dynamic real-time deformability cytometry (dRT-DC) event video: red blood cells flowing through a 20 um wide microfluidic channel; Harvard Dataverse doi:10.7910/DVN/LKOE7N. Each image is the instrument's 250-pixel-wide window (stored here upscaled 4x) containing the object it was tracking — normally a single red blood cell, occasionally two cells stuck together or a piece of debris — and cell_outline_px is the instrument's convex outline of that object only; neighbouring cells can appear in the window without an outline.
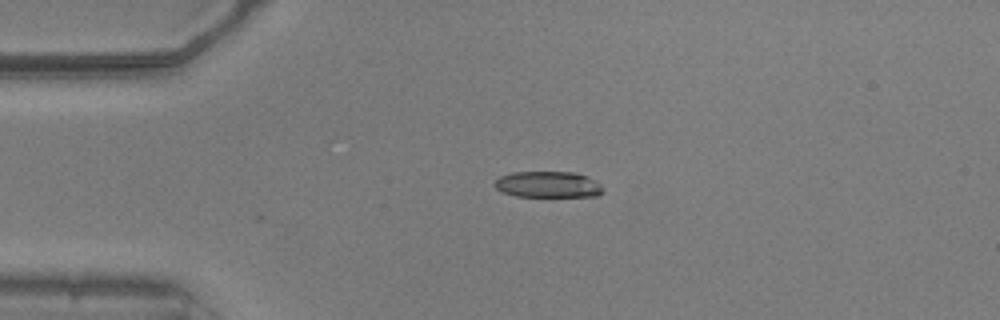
{"species": "common noctule bat (a hibernating species)", "species_latin": "Nyctalus noctula", "temperature_condition": "warm", "stored_images_in_passage": 36, "camera_frame_rate_fps": 3000, "um_per_image_px": 0.085, "animal": {"sex": "male", "body_mass_g": 20.5, "forearm_length_mm": 52.5}, "frame": {"image": 1, "passage_image": 1, "time_ms": 0.0, "image_size_px": [1000, 320], "cell_outline_px": [[604, 192], [596, 196], [516, 196], [500, 192], [492, 184], [500, 176], [512, 172], [576, 172], [588, 176], [600, 184], [604, 188]], "centroid_in_image_um": [46.58, 15.68], "position_along_channel_um": 38.4, "area_um2": 16.7}}
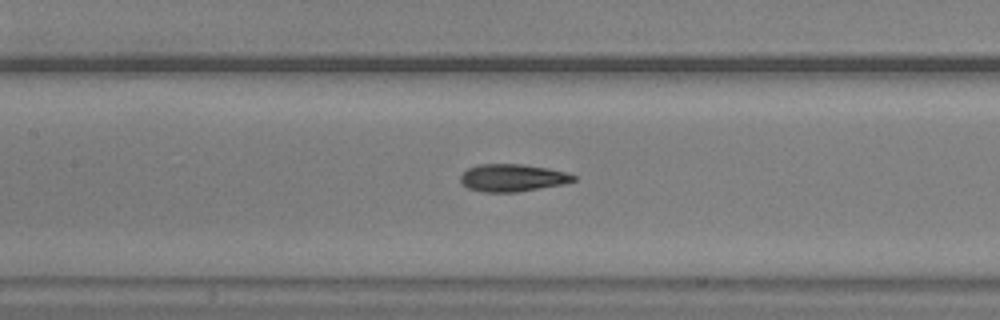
{"frame": {"image": 2, "passage_image": 13, "time_ms": 4.0, "image_size_px": [1000, 320], "cell_outline_px": [[576, 180], [564, 184], [516, 192], [484, 192], [468, 188], [460, 180], [460, 176], [468, 168], [476, 164], [524, 164], [548, 168], [568, 172], [576, 176]], "centroid_in_image_um": [43.58, 15.1], "position_along_channel_um": 163.8, "area_um2": 18.15}}
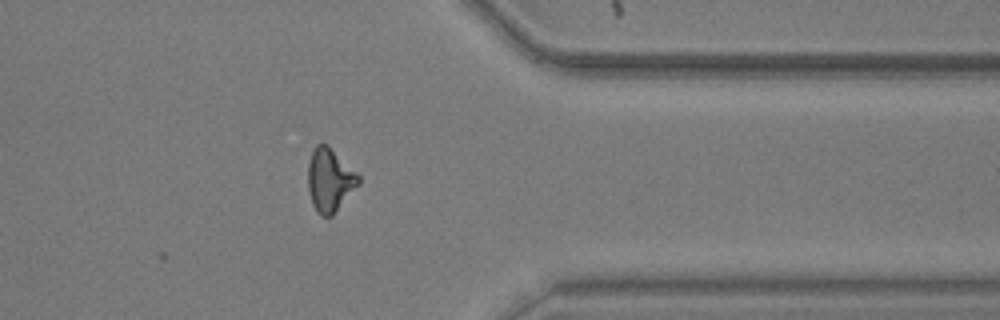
{"frame": {"image": 3, "passage_image": 31, "time_ms": 10.0, "image_size_px": [1000, 320], "cell_outline_px": [[360, 184], [332, 216], [320, 216], [316, 212], [312, 204], [308, 192], [308, 164], [312, 152], [316, 144], [328, 144], [360, 176]], "centroid_in_image_um": [28.03, 15.32], "position_along_channel_um": 383.4, "area_um2": 18.79}, "authors_computed_cell_mechanics": {"area_um2": 18.0625, "velocity_mm_per_s": 3.8517, "shape_relaxation_time_tau1_ms": null, "shape_relaxation_time_tau2_ms": 2.4649, "deformation_change_tau1": null, "deformation_change_tau2": 0.1166}}